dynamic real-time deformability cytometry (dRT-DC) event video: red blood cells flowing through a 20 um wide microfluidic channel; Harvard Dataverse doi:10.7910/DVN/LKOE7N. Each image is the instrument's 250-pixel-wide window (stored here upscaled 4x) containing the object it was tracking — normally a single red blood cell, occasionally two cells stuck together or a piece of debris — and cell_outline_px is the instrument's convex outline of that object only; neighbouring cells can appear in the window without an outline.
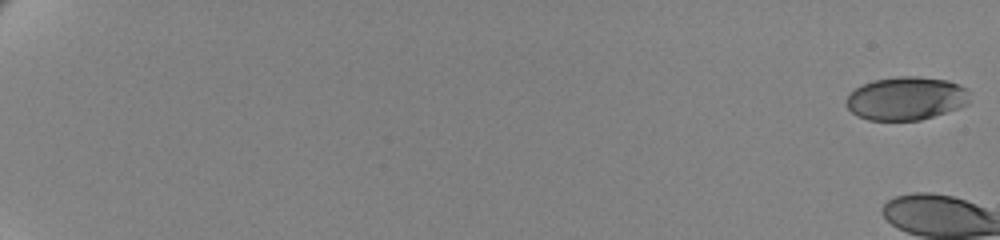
{"species": "human", "species_latin": "Homo sapiens", "temperature_condition": "cold", "stored_images_in_passage": 8, "camera_frame_rate_fps": 3000, "um_per_image_px": 0.085, "donor": {"sex": "female"}, "frame": {"image": 1, "passage_image": 1, "time_ms": 0.0, "image_size_px": [1000, 240], "cell_outline_px": [[968, 104], [960, 108], [920, 120], [868, 120], [856, 116], [844, 104], [844, 100], [856, 88], [872, 80], [896, 76], [920, 76], [948, 80], [960, 84], [968, 88]], "centroid_in_image_um": [77.02, 8.36], "position_along_channel_um": 8.0, "area_um2": 31.5}}